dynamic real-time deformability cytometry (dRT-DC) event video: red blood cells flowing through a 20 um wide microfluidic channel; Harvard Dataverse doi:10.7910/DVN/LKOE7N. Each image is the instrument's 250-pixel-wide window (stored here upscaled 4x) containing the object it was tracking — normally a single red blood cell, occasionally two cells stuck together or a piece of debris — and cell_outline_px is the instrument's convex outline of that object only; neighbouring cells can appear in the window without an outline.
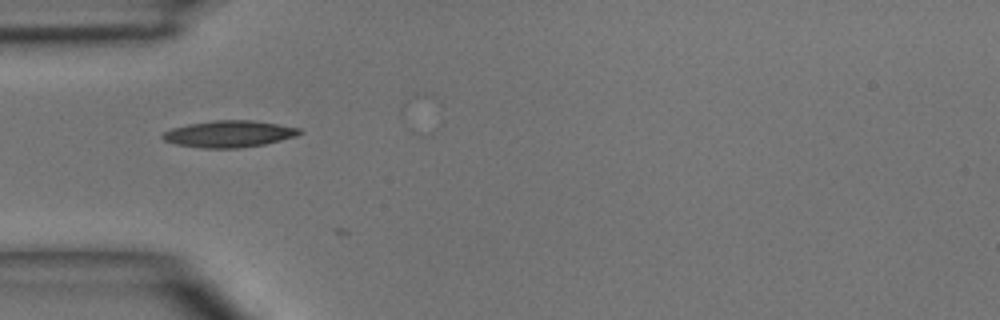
{"species": "common noctule bat (a hibernating species)", "species_latin": "Nyctalus noctula", "temperature_condition": "room temperature", "stored_images_in_passage": 3, "camera_frame_rate_fps": 3000, "um_per_image_px": 0.085, "animal": {"sex": "male", "body_mass_g": 15.6}, "frame": {"image": 1, "passage_image": 2, "time_ms": 1.0, "image_size_px": [1000, 320], "cell_outline_px": [[304, 132], [296, 136], [264, 144], [236, 148], [204, 148], [176, 144], [164, 140], [160, 136], [164, 132], [172, 128], [188, 124], [212, 120], [252, 120], [300, 128]], "centroid_in_image_um": [19.46, 11.37], "position_along_channel_um": 65.5, "area_um2": 21.15}}